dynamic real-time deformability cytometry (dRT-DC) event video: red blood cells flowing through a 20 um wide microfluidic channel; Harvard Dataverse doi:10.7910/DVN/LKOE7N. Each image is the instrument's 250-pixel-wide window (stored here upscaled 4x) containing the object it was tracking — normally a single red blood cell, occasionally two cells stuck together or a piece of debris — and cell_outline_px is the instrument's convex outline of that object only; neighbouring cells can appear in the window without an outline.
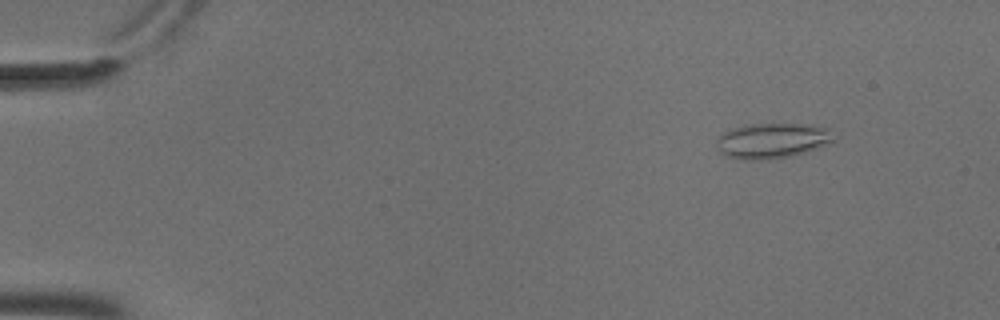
{"species": "common noctule bat (a hibernating species)", "species_latin": "Nyctalus noctula", "temperature_condition": "cold", "stored_images_in_passage": 56, "camera_frame_rate_fps": 3000, "um_per_image_px": 0.085, "animal": {"sex": "male", "body_mass_g": 18.8}, "frame": {"image": 1, "passage_image": 7, "time_ms": 2.0, "image_size_px": [1000, 320], "cell_outline_px": [[836, 140], [816, 148], [804, 152], [788, 156], [768, 160], [744, 160], [728, 156], [720, 152], [716, 144], [716, 140], [724, 132], [732, 128], [744, 124], [804, 124], [828, 128]], "centroid_in_image_um": [65.6, 11.95], "position_along_channel_um": 19.4, "area_um2": 23.99}}
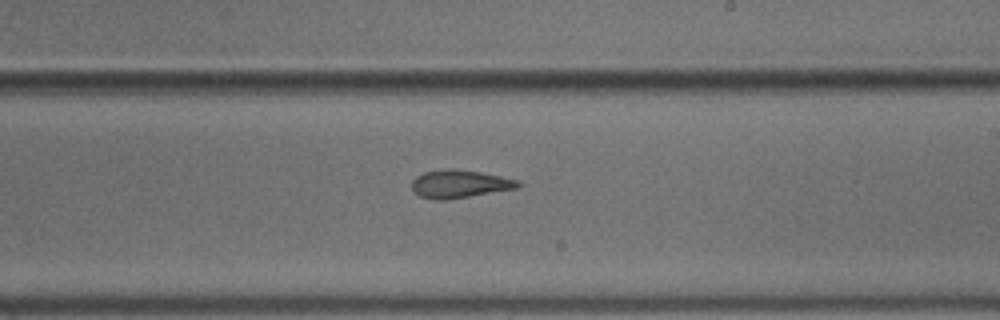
{"frame": {"image": 2, "passage_image": 34, "time_ms": 11.0, "image_size_px": [1000, 320], "cell_outline_px": [[524, 184], [520, 188], [444, 200], [432, 200], [420, 196], [412, 188], [412, 180], [416, 176], [424, 172], [448, 168], [456, 168], [480, 172], [520, 180]], "centroid_in_image_um": [39.11, 15.63], "position_along_channel_um": 249.9, "area_um2": 17.51}}
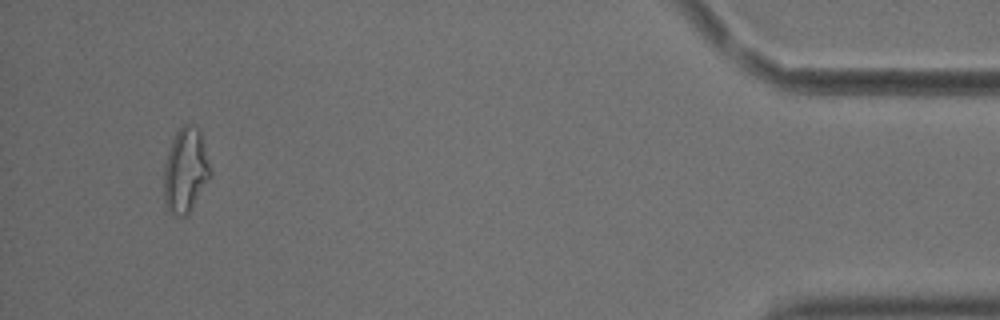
{"frame": {"image": 3, "passage_image": 53, "time_ms": 17.333, "image_size_px": [1000, 320], "cell_outline_px": [[212, 176], [188, 216], [172, 216], [164, 200], [164, 164], [172, 140], [176, 132], [184, 124], [188, 124], [200, 128], [212, 172]], "centroid_in_image_um": [15.79, 14.51], "position_along_channel_um": 419.4, "area_um2": 23.35}, "authors_computed_cell_mechanics": {"area_um2": 18.9584, "velocity_mm_per_s": 3.6979, "shape_relaxation_time_tau1_ms": 5.6976, "shape_relaxation_time_tau2_ms": 2.5763, "deformation_change_tau1": 0.1392, "deformation_change_tau2": 0.1059}}